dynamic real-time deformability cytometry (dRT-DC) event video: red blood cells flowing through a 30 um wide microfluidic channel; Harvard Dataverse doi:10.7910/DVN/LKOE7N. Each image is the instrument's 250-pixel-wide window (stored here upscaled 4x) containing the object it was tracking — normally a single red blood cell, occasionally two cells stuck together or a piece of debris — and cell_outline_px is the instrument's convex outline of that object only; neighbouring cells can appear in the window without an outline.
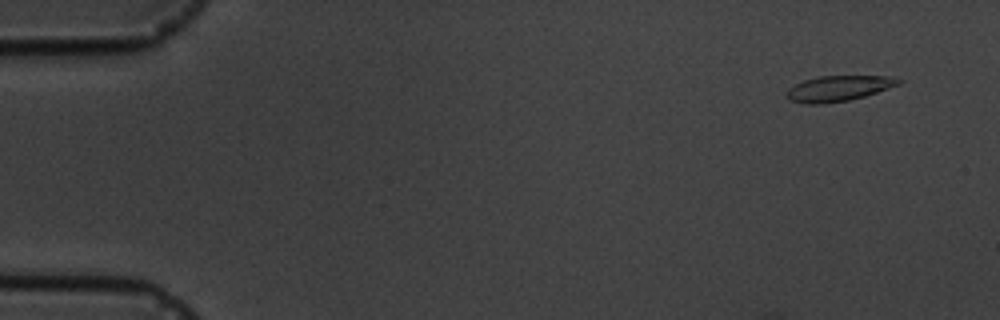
{"species": "common noctule bat (a hibernating species)", "species_latin": "Nyctalus noctula", "temperature_condition": "cold", "stored_images_in_passage": 5, "camera_frame_rate_fps": 3000, "um_per_image_px": 0.085, "animal": {"sex": "male", "body_mass_g": 19.5, "forearm_length_mm": 54.6}, "frame": {"image": 1, "passage_image": 1, "time_ms": 0.0, "image_size_px": [1000, 320], "cell_outline_px": [[904, 80], [900, 84], [864, 96], [848, 100], [824, 104], [804, 104], [788, 100], [788, 88], [804, 80], [820, 76], [896, 76]], "centroid_in_image_um": [71.3, 7.51], "position_along_channel_um": 13.7, "area_um2": 16.65}}